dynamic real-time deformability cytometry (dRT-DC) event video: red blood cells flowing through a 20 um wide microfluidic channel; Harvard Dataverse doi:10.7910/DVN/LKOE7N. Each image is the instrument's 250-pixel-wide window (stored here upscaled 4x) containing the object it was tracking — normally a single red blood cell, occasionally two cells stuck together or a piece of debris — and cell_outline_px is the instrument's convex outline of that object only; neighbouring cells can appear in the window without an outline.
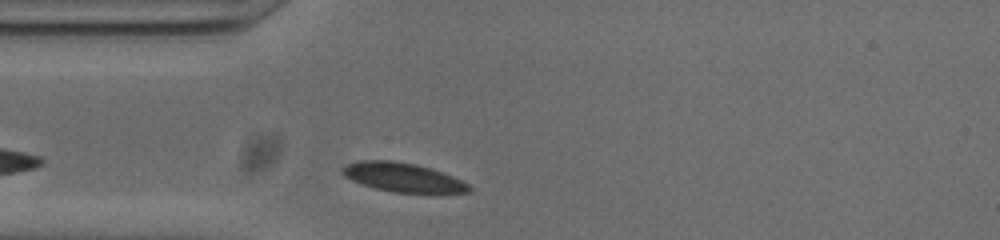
{"species": "common noctule bat (a hibernating species)", "species_latin": "Nyctalus noctula", "temperature_condition": "cold", "stored_images_in_passage": 28, "camera_frame_rate_fps": 3000, "um_per_image_px": 0.085, "animal": {"sex": "male", "body_mass_g": 20.0, "forearm_length_mm": 53.3}, "frame": {"image": 1, "passage_image": 2, "time_ms": 0.333, "image_size_px": [1000, 240], "cell_outline_px": [[472, 192], [428, 196], [396, 192], [376, 188], [352, 180], [344, 176], [340, 172], [340, 168], [348, 164], [360, 160], [392, 160], [416, 164], [432, 168], [452, 176], [468, 184], [472, 188]], "centroid_in_image_um": [34.34, 15.12], "position_along_channel_um": 50.7, "area_um2": 22.25}}
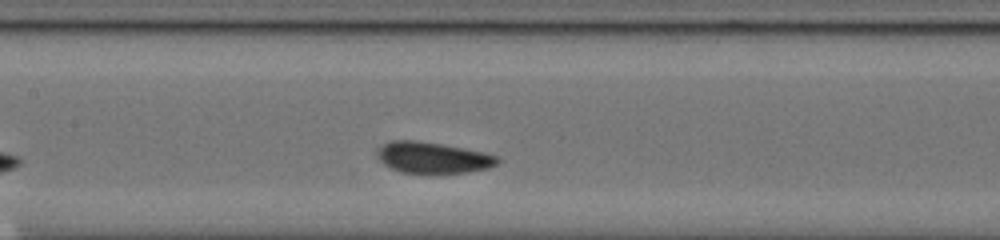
{"frame": {"image": 2, "passage_image": 12, "time_ms": 3.667, "image_size_px": [1000, 240], "cell_outline_px": [[500, 160], [496, 164], [488, 168], [468, 172], [400, 172], [384, 164], [380, 160], [376, 152], [384, 144], [392, 140], [416, 140], [464, 148], [484, 152], [500, 156]], "centroid_in_image_um": [36.82, 13.38], "position_along_channel_um": 170.6, "area_um2": 21.5}}
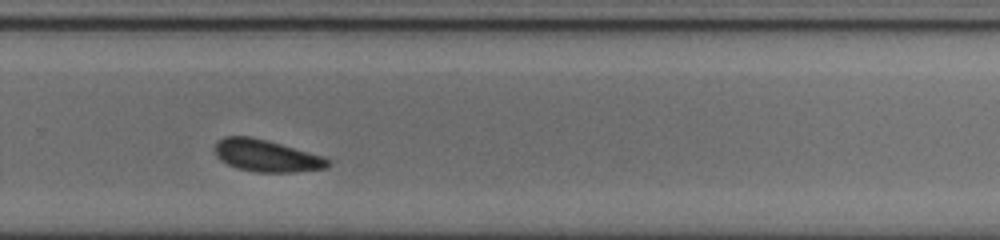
{"frame": {"image": 3, "passage_image": 23, "time_ms": 7.333, "image_size_px": [1000, 240], "cell_outline_px": [[332, 164], [328, 168], [296, 172], [256, 172], [236, 168], [220, 160], [216, 156], [216, 140], [224, 136], [248, 136], [268, 140], [324, 156], [332, 160]], "centroid_in_image_um": [22.69, 13.24], "position_along_channel_um": 307.1, "area_um2": 21.39}, "authors_computed_cell_mechanics": {"area_um2": 21.4438, "velocity_mm_per_s": 3.7257, "shape_relaxation_time_tau1_ms": 3.0686, "shape_relaxation_time_tau2_ms": 1.0989, "deformation_change_tau1": 0.071, "deformation_change_tau2": 0.06}}